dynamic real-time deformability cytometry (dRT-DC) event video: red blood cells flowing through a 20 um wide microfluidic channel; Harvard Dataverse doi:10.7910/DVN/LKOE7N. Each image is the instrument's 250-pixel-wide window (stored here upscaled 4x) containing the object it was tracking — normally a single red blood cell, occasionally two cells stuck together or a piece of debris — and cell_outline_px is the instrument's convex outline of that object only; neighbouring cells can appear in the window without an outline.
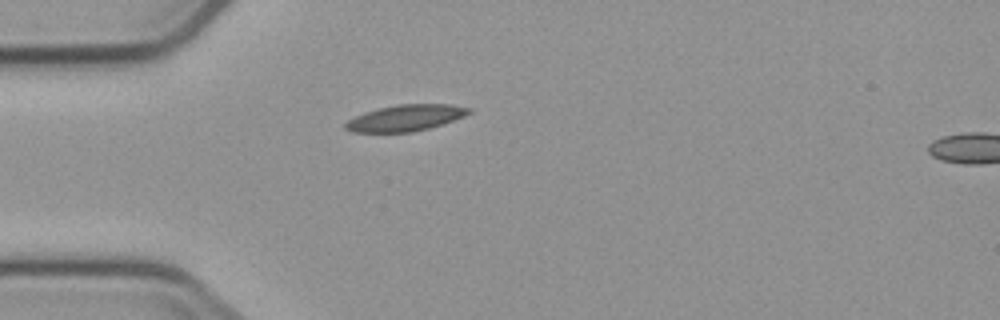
{"species": "common noctule bat (a hibernating species)", "species_latin": "Nyctalus noctula", "temperature_condition": "cold", "stored_images_in_passage": 2, "segment_of_instrument_passage": [1, 2], "camera_frame_rate_fps": 3000, "um_per_image_px": 0.085, "animal": {"sex": "male", "body_mass_g": 23.1, "forearm_length_mm": 52.7}, "frame": {"image": 1, "passage_image": 1, "time_ms": 0.0, "image_size_px": [1000, 320], "cell_outline_px": [[472, 112], [464, 116], [428, 128], [408, 132], [352, 132], [344, 128], [344, 124], [348, 120], [364, 112], [396, 104], [452, 104], [472, 108]], "centroid_in_image_um": [34.46, 10.01], "position_along_channel_um": 50.5, "area_um2": 18.73}}